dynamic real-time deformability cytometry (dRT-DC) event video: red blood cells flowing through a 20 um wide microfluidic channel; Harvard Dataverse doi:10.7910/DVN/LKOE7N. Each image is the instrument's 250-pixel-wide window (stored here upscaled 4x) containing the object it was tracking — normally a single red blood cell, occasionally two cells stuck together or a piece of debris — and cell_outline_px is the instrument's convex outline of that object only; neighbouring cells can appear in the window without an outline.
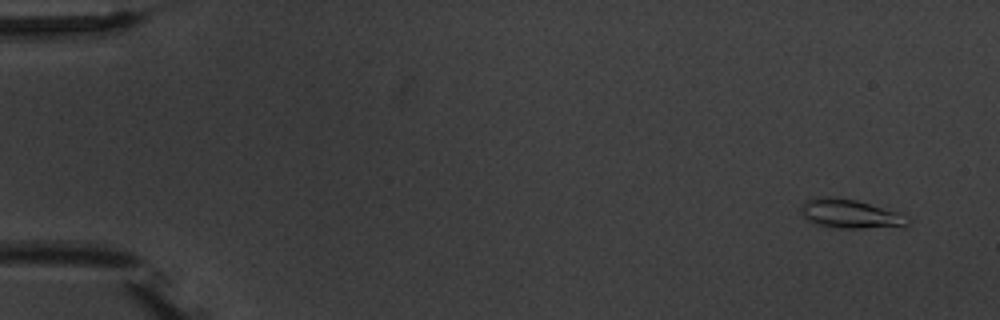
{"species": "common noctule bat (a hibernating species)", "species_latin": "Nyctalus noctula", "temperature_condition": "warm", "stored_images_in_passage": 6, "camera_frame_rate_fps": 3000, "um_per_image_px": 0.085, "animal": {"sex": "male", "body_mass_g": 20.1, "forearm_length_mm": 53.5}, "frame": {"image": 1, "passage_image": 1, "time_ms": 0.0, "image_size_px": [1000, 320], "cell_outline_px": [[912, 220], [904, 228], [836, 228], [820, 224], [808, 220], [804, 216], [800, 208], [804, 200], [816, 196], [824, 196], [856, 200], [900, 212], [908, 216]], "centroid_in_image_um": [72.36, 18.18], "position_along_channel_um": 12.6, "area_um2": 18.44}}